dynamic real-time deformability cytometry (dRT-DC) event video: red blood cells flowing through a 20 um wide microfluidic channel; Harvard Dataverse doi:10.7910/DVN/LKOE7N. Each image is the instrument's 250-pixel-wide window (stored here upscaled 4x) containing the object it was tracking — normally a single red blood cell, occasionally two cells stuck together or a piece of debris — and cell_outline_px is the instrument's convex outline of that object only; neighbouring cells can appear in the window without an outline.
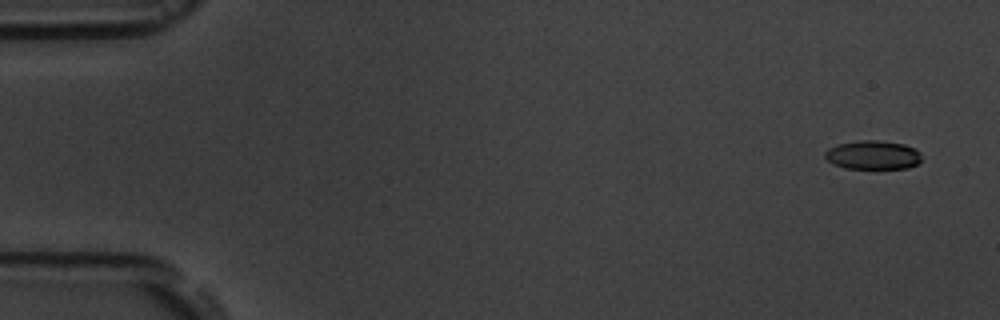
{"species": "common noctule bat (a hibernating species)", "species_latin": "Nyctalus noctula", "temperature_condition": "room temperature", "stored_images_in_passage": 5, "camera_frame_rate_fps": 3000, "um_per_image_px": 0.085, "animal": {"sex": "male", "body_mass_g": 19.5, "forearm_length_mm": 54.6}, "frame": {"image": 1, "passage_image": 1, "time_ms": 0.0, "image_size_px": [1000, 320], "cell_outline_px": [[920, 160], [916, 164], [908, 168], [844, 168], [832, 164], [824, 156], [824, 152], [828, 148], [840, 144], [860, 140], [876, 140], [904, 144], [916, 148], [920, 152]], "centroid_in_image_um": [74.18, 13.17], "position_along_channel_um": 10.8, "area_um2": 16.18}}
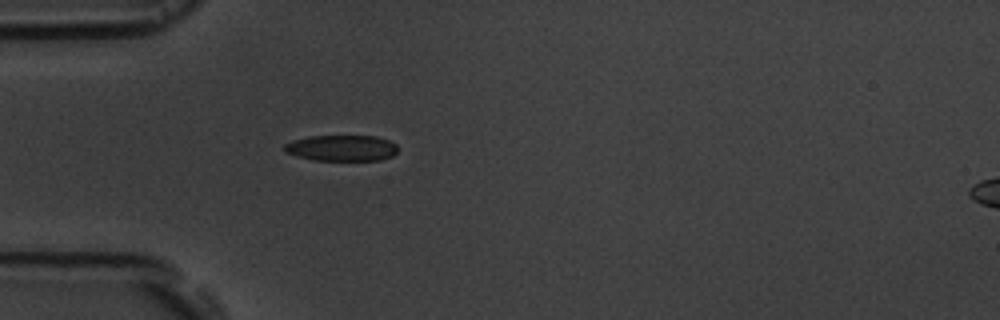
{"frame": {"image": 2, "passage_image": 5, "time_ms": 4.667, "image_size_px": [1000, 320], "cell_outline_px": [[396, 152], [392, 156], [380, 160], [312, 160], [296, 156], [284, 152], [284, 144], [292, 140], [308, 136], [376, 136], [388, 140], [396, 144]], "centroid_in_image_um": [29.0, 12.58], "position_along_channel_um": 56.0, "area_um2": 17.22}}